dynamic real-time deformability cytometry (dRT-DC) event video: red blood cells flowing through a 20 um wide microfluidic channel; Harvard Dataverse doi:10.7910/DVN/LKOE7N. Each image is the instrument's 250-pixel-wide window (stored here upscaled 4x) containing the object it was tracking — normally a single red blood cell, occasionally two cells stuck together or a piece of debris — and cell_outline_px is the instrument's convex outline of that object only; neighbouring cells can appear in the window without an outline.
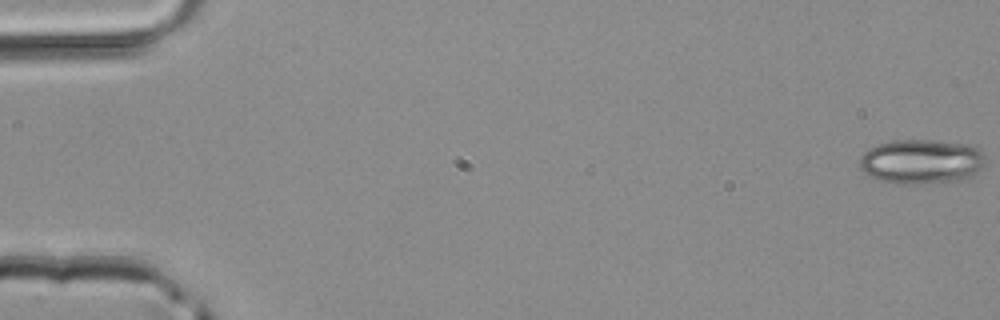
{"species": "common noctule bat (a hibernating species)", "species_latin": "Nyctalus noctula", "temperature_condition": "room temperature", "stored_images_in_passage": 4, "camera_frame_rate_fps": 3000, "um_per_image_px": 0.085, "animal": {"sex": "male", "body_mass_g": 20.4}, "frame": {"image": 1, "passage_image": 1, "time_ms": 0.0, "image_size_px": [1000, 320], "cell_outline_px": [[984, 164], [972, 176], [964, 180], [916, 184], [900, 184], [876, 180], [868, 176], [860, 168], [860, 156], [868, 148], [876, 144], [896, 140], [928, 140], [972, 144], [980, 148], [984, 152]], "centroid_in_image_um": [78.32, 13.73], "position_along_channel_um": 6.7, "area_um2": 33.18}}